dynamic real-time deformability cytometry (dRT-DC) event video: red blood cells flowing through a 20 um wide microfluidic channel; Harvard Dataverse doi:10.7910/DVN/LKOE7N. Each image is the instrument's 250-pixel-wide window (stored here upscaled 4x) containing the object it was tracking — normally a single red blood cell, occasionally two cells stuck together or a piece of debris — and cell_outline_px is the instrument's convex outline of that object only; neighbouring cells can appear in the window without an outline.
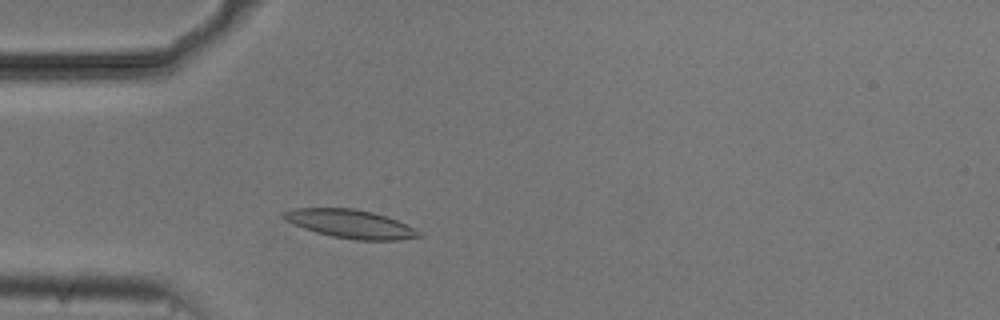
{"species": "common noctule bat (a hibernating species)", "species_latin": "Nyctalus noctula", "temperature_condition": "cold", "stored_images_in_passage": 47, "camera_frame_rate_fps": 3000, "um_per_image_px": 0.085, "animal": {"sex": "male", "body_mass_g": 20.5, "forearm_length_mm": 52.5}, "frame": {"image": 1, "passage_image": 8, "time_ms": 2.333, "image_size_px": [1000, 320], "cell_outline_px": [[424, 236], [400, 240], [356, 240], [332, 236], [316, 232], [304, 228], [284, 220], [280, 216], [280, 212], [292, 208], [352, 208], [372, 212], [396, 220], [420, 232]], "centroid_in_image_um": [29.72, 19.03], "position_along_channel_um": 55.3, "area_um2": 22.37}}
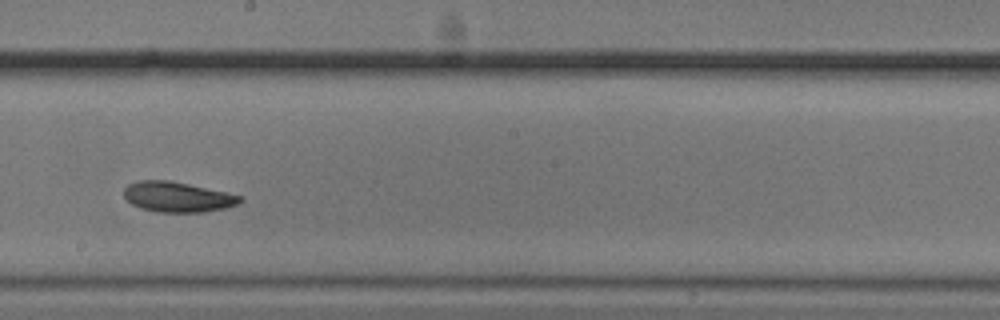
{"frame": {"image": 2, "passage_image": 23, "time_ms": 7.333, "image_size_px": [1000, 320], "cell_outline_px": [[244, 200], [240, 204], [224, 208], [204, 212], [156, 212], [140, 208], [132, 204], [124, 196], [124, 188], [128, 184], [136, 180], [168, 180], [188, 184], [224, 192], [240, 196]], "centroid_in_image_um": [15.06, 16.74], "position_along_channel_um": 233.1, "area_um2": 20.4}}
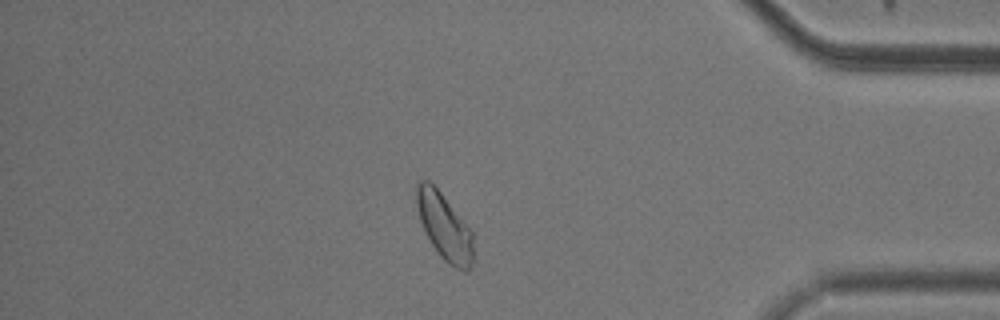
{"frame": {"image": 3, "passage_image": 39, "time_ms": 12.667, "image_size_px": [1000, 320], "cell_outline_px": [[472, 268], [468, 272], [464, 272], [448, 264], [440, 256], [432, 244], [420, 220], [416, 208], [416, 184], [420, 180], [428, 180], [440, 192], [472, 232]], "centroid_in_image_um": [37.76, 19.29], "position_along_channel_um": 397.4, "area_um2": 21.62}, "authors_computed_cell_mechanics": {"area_um2": 20.8658, "velocity_mm_per_s": 3.6773, "shape_relaxation_time_tau1_ms": 8.4327, "shape_relaxation_time_tau2_ms": 4.4995, "deformation_change_tau1": 0.2049, "deformation_change_tau2": 0.1017}}